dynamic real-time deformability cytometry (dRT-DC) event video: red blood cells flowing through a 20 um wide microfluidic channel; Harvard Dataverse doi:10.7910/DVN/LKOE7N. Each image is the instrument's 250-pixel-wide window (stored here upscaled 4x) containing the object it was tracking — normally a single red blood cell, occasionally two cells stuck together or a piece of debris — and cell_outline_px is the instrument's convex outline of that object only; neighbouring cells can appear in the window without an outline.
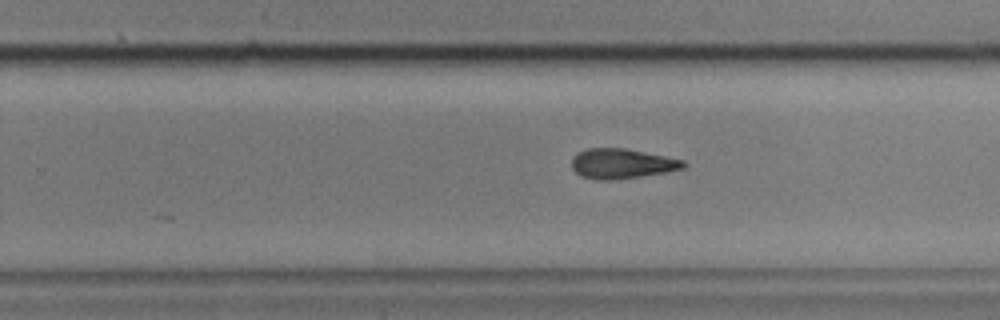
{"species": "common noctule bat (a hibernating species)", "species_latin": "Nyctalus noctula", "temperature_condition": "cold", "stored_images_in_passage": 41, "camera_frame_rate_fps": 3000, "um_per_image_px": 0.085, "animal": {"sex": "male", "body_mass_g": 17.9, "forearm_length_mm": 54.2}, "frame": {"image": 1, "passage_image": 21, "time_ms": 6.667, "image_size_px": [1000, 320], "cell_outline_px": [[688, 164], [684, 168], [668, 172], [612, 180], [596, 180], [580, 176], [572, 168], [572, 156], [576, 152], [588, 148], [624, 148], [684, 160]], "centroid_in_image_um": [52.83, 13.91], "position_along_channel_um": 277.0, "area_um2": 19.59}}
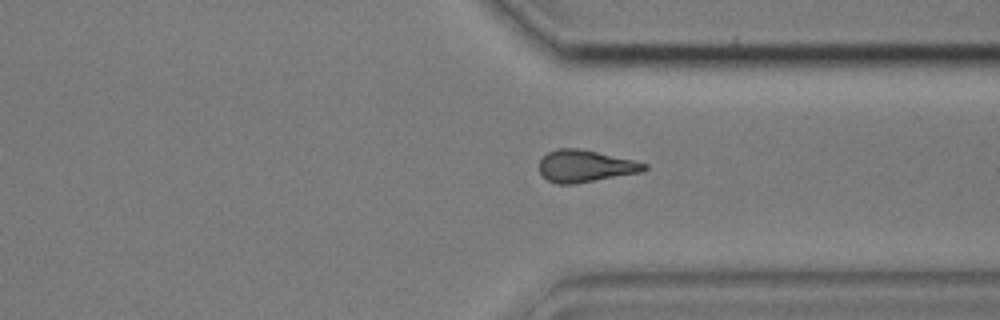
{"frame": {"image": 2, "passage_image": 28, "time_ms": 9.0, "image_size_px": [1000, 320], "cell_outline_px": [[648, 168], [644, 172], [576, 184], [556, 184], [548, 180], [540, 172], [540, 160], [548, 152], [556, 148], [580, 148], [632, 160], [648, 164]], "centroid_in_image_um": [49.77, 14.13], "position_along_channel_um": 361.6, "area_um2": 19.71}}
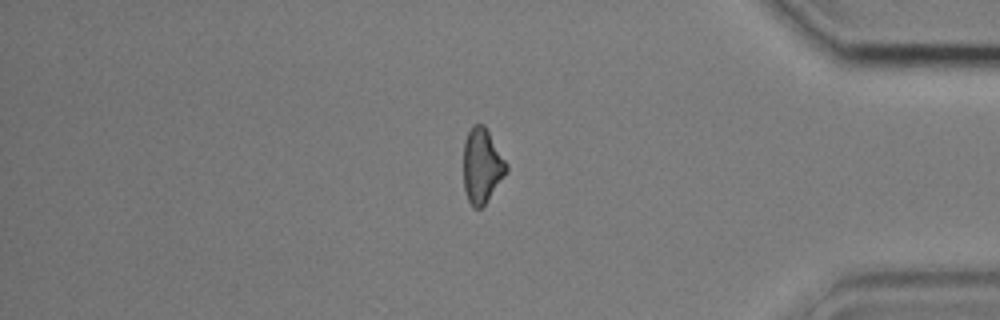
{"frame": {"image": 3, "passage_image": 33, "time_ms": 10.667, "image_size_px": [1000, 320], "cell_outline_px": [[508, 172], [484, 204], [480, 208], [472, 208], [468, 200], [464, 188], [464, 140], [472, 124], [484, 124], [508, 164]], "centroid_in_image_um": [40.97, 14.07], "position_along_channel_um": 394.2, "area_um2": 18.73}, "authors_computed_cell_mechanics": {"area_um2": 19.7098, "velocity_mm_per_s": 3.6251, "shape_relaxation_time_tau1_ms": null, "shape_relaxation_time_tau2_ms": 10.3409, "deformation_change_tau1": null, "deformation_change_tau2": 0.2321}}